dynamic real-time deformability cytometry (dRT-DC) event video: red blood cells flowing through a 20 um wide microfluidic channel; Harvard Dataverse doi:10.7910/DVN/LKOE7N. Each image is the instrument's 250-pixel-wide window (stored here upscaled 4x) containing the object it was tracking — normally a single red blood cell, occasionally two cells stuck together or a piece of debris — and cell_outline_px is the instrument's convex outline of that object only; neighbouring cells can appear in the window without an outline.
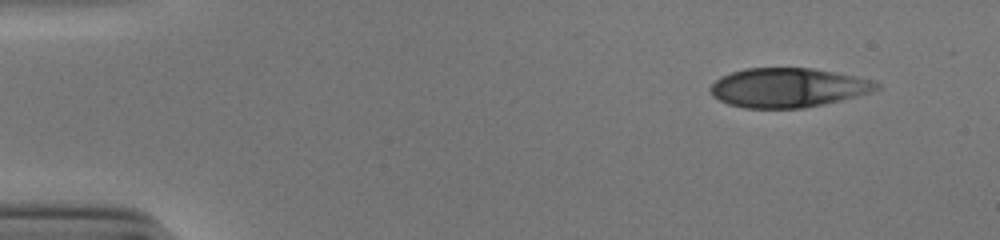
{"species": "human", "species_latin": "Homo sapiens", "temperature_condition": "cold", "stored_images_in_passage": 48, "camera_frame_rate_fps": 3000, "um_per_image_px": 0.085, "donor": {"sex": "male"}, "frame": {"image": 1, "passage_image": 1, "time_ms": 0.0, "image_size_px": [1000, 240], "cell_outline_px": [[880, 88], [872, 92], [824, 104], [804, 108], [744, 108], [728, 104], [712, 96], [708, 88], [720, 76], [744, 68], [812, 68], [872, 80], [880, 84]], "centroid_in_image_um": [66.94, 7.45], "position_along_channel_um": 18.1, "area_um2": 37.97}}
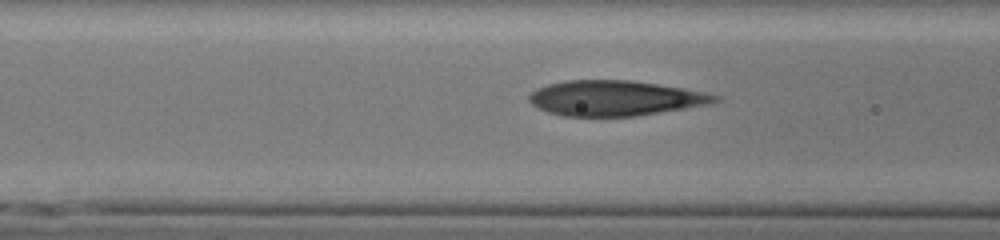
{"frame": {"image": 2, "passage_image": 17, "time_ms": 5.333, "image_size_px": [1000, 240], "cell_outline_px": [[724, 96], [720, 100], [712, 104], [636, 116], [564, 116], [548, 112], [536, 108], [528, 100], [528, 96], [536, 88], [548, 84], [564, 80], [632, 80], [684, 88]], "centroid_in_image_um": [52.31, 8.34], "position_along_channel_um": 114.3, "area_um2": 38.49}}
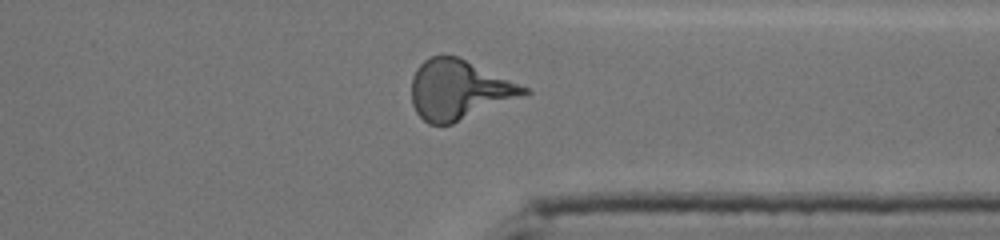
{"frame": {"image": 3, "passage_image": 37, "time_ms": 12.0, "image_size_px": [1000, 240], "cell_outline_px": [[532, 92], [528, 96], [452, 124], [428, 124], [416, 112], [412, 104], [412, 76], [416, 68], [428, 56], [456, 56], [528, 88]], "centroid_in_image_um": [39.03, 7.66], "position_along_channel_um": 372.4, "area_um2": 39.13}, "authors_computed_cell_mechanics": {"area_um2": 38.0035, "velocity_mm_per_s": 3.8922, "shape_relaxation_time_tau1_ms": 6.2768, "shape_relaxation_time_tau2_ms": 1.2602, "deformation_change_tau1": 0.259, "deformation_change_tau2": 0.1149}}